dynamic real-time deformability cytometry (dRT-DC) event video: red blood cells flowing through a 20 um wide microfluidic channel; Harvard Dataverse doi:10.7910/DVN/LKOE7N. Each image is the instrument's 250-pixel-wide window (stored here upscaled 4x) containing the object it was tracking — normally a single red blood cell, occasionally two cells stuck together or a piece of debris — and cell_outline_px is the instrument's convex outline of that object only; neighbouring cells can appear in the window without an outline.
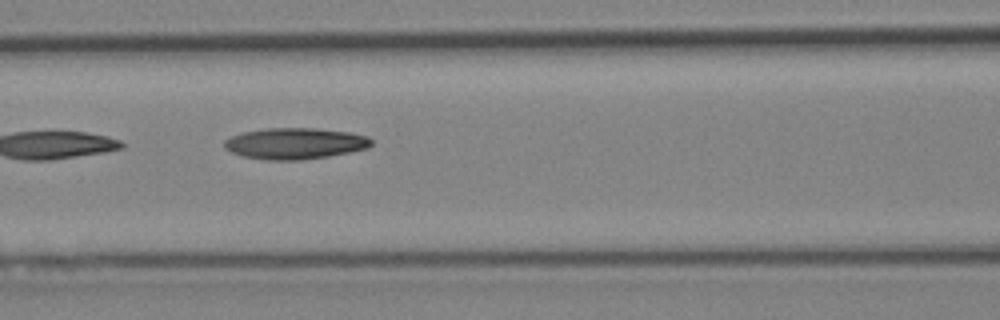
{"species": "Egyptian fruit bat (a non-hibernating species)", "species_latin": "Rousettus aegyptiacus", "temperature_condition": "cold", "stored_images_in_passage": 8, "camera_frame_rate_fps": 3000, "um_per_image_px": 0.085, "animal": {"sex": "female"}, "frame": {"image": 1, "passage_image": 6, "time_ms": 1.667, "image_size_px": [1000, 320], "cell_outline_px": [[372, 144], [368, 148], [328, 156], [300, 160], [268, 160], [244, 156], [232, 152], [224, 148], [224, 140], [232, 136], [244, 132], [268, 128], [316, 128], [348, 132], [368, 136], [372, 140]], "centroid_in_image_um": [25.09, 12.19], "position_along_channel_um": 141.5, "area_um2": 26.59}}